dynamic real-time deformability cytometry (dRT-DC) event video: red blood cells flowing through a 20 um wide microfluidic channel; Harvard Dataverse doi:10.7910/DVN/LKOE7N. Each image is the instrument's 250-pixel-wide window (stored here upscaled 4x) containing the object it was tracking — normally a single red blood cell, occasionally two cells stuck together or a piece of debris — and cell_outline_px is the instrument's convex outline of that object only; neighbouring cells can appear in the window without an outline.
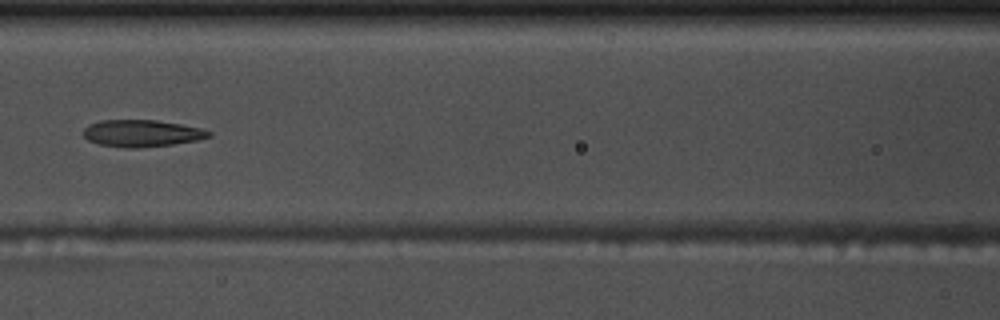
{"species": "common noctule bat (a hibernating species)", "species_latin": "Nyctalus noctula", "temperature_condition": "warm", "stored_images_in_passage": 8, "camera_frame_rate_fps": 3000, "um_per_image_px": 0.085, "animal": {"sex": "male", "body_mass_g": 17.5, "forearm_length_mm": 52.3}, "frame": {"image": 1, "passage_image": 6, "time_ms": 1.667, "image_size_px": [1000, 320], "cell_outline_px": [[212, 136], [196, 140], [172, 144], [136, 148], [128, 148], [100, 144], [88, 140], [84, 136], [84, 128], [88, 124], [100, 120], [156, 120], [180, 124], [200, 128], [212, 132]], "centroid_in_image_um": [12.04, 11.32], "position_along_channel_um": 154.6, "area_um2": 19.54}}